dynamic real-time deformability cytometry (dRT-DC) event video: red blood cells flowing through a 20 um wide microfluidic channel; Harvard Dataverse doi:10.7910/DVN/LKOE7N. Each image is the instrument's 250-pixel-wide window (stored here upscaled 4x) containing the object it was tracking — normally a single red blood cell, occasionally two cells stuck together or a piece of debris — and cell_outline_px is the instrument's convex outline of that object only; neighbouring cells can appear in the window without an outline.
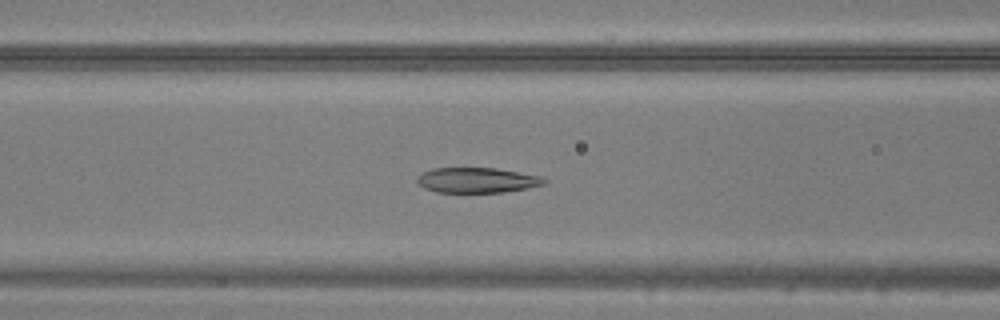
{"species": "common noctule bat (a hibernating species)", "species_latin": "Nyctalus noctula", "temperature_condition": "warm", "stored_images_in_passage": 49, "camera_frame_rate_fps": 3000, "um_per_image_px": 0.085, "animal": {"sex": "male", "body_mass_g": 20.5, "forearm_length_mm": 52.5}, "frame": {"image": 1, "passage_image": 21, "time_ms": 6.667, "image_size_px": [1000, 320], "cell_outline_px": [[548, 180], [544, 184], [528, 188], [504, 192], [436, 192], [424, 188], [416, 180], [424, 172], [432, 168], [496, 168], [540, 176]], "centroid_in_image_um": [40.57, 15.32], "position_along_channel_um": 126.0, "area_um2": 18.5}}
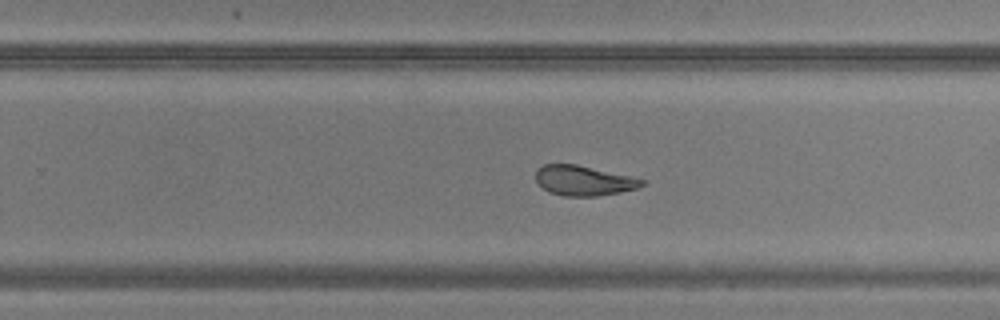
{"frame": {"image": 2, "passage_image": 32, "time_ms": 10.333, "image_size_px": [1000, 320], "cell_outline_px": [[644, 184], [636, 188], [620, 192], [596, 196], [564, 196], [548, 192], [536, 184], [536, 168], [544, 164], [576, 164], [632, 176], [644, 180]], "centroid_in_image_um": [49.56, 15.34], "position_along_channel_um": 280.2, "area_um2": 18.67}}
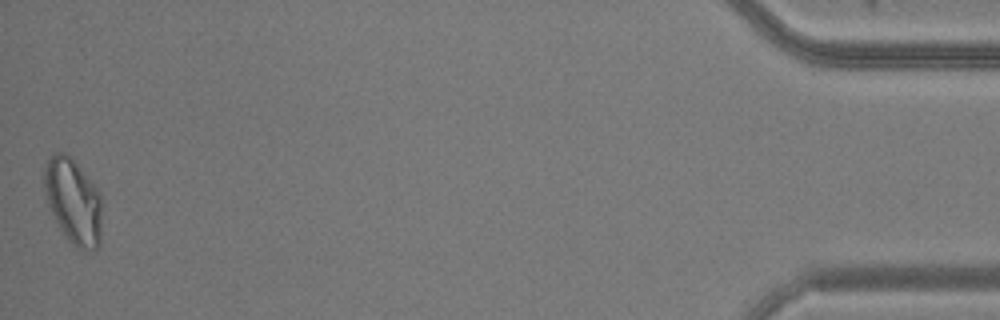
{"frame": {"image": 3, "passage_image": 49, "time_ms": 16.0, "image_size_px": [1000, 320], "cell_outline_px": [[100, 248], [80, 248], [72, 244], [60, 228], [48, 204], [44, 188], [44, 168], [48, 160], [56, 152], [64, 152], [80, 168], [100, 192]], "centroid_in_image_um": [6.22, 17.09], "position_along_channel_um": 429.0, "area_um2": 27.86}}